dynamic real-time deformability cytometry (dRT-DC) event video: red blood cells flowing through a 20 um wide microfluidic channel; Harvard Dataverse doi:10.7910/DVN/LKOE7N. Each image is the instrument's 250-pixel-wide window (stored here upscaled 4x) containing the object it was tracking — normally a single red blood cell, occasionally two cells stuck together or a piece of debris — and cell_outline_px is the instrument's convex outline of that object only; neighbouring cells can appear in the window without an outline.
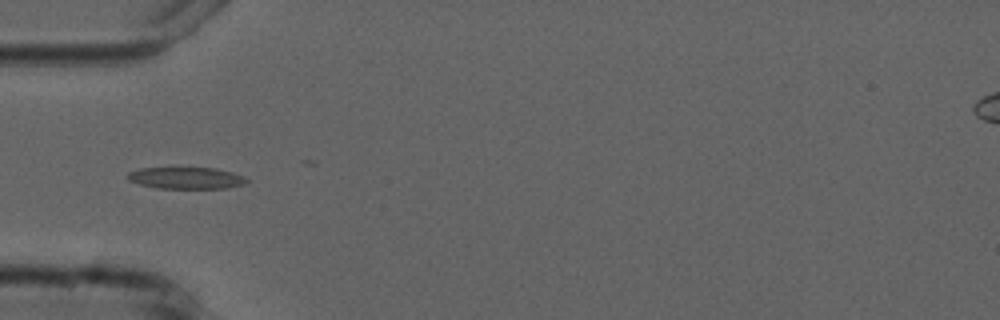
{"species": "common noctule bat (a hibernating species)", "species_latin": "Nyctalus noctula", "temperature_condition": "cold", "stored_images_in_passage": 3, "camera_frame_rate_fps": 3000, "um_per_image_px": 0.085, "animal": {"sex": "male", "forearm_length_mm": 52.5}, "frame": {"image": 1, "passage_image": 1, "time_ms": 0.0, "image_size_px": [1000, 320], "cell_outline_px": [[248, 180], [244, 184], [228, 188], [156, 188], [140, 184], [128, 180], [128, 172], [140, 168], [216, 168], [232, 172], [244, 176]], "centroid_in_image_um": [15.83, 15.13], "position_along_channel_um": 69.2, "area_um2": 14.97}}
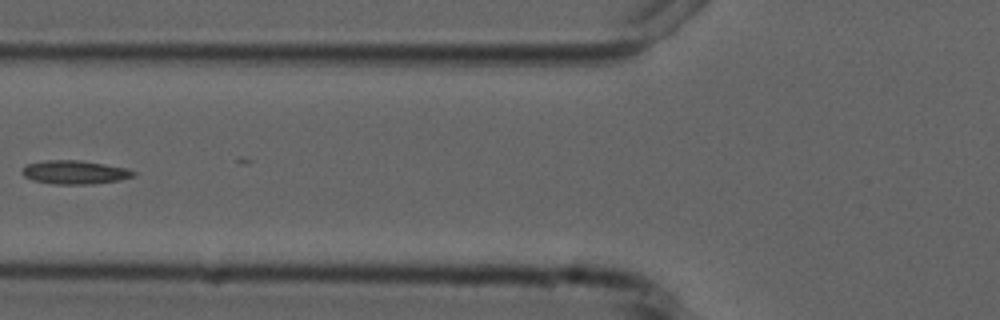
{"frame": {"image": 2, "passage_image": 2, "time_ms": 1.333, "image_size_px": [1000, 320], "cell_outline_px": [[136, 176], [120, 180], [92, 184], [56, 184], [32, 180], [24, 176], [20, 172], [28, 164], [44, 160], [80, 160], [128, 168], [136, 172]], "centroid_in_image_um": [6.38, 14.64], "position_along_channel_um": 119.4, "area_um2": 15.37}}
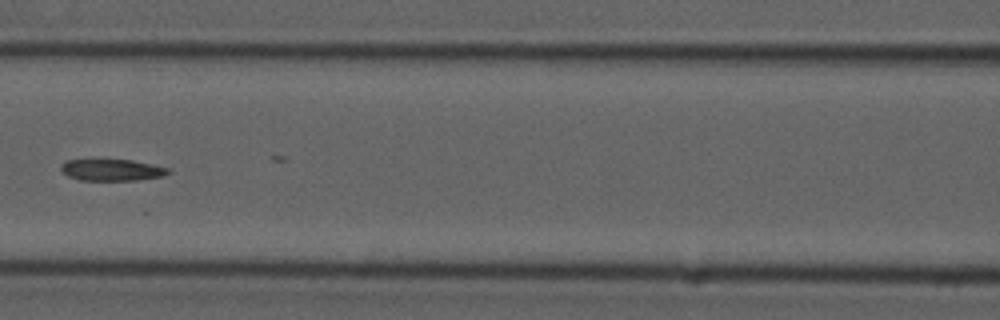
{"frame": {"image": 3, "passage_image": 3, "time_ms": 2.333, "image_size_px": [1000, 320], "cell_outline_px": [[172, 172], [160, 176], [136, 180], [80, 180], [68, 176], [60, 168], [60, 164], [68, 160], [132, 160], [152, 164], [168, 168]], "centroid_in_image_um": [9.5, 14.44], "position_along_channel_um": 157.1, "area_um2": 13.29}}